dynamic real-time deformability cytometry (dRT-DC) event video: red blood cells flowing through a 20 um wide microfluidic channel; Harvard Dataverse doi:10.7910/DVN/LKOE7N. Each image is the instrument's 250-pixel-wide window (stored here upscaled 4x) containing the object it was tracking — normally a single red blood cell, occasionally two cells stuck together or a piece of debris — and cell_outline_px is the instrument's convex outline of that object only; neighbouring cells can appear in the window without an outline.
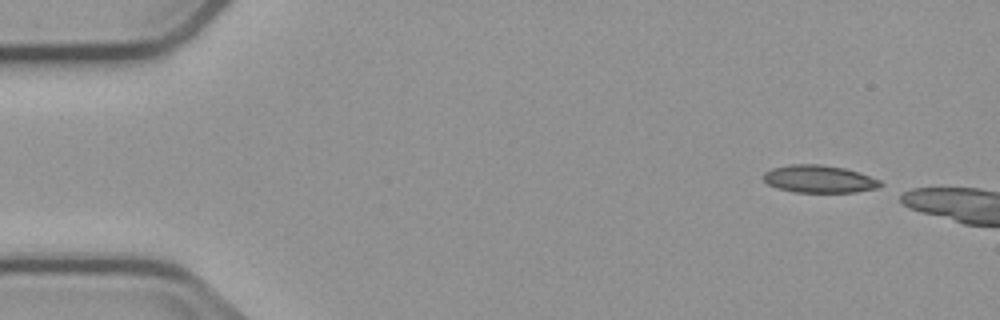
{"species": "common noctule bat (a hibernating species)", "species_latin": "Nyctalus noctula", "temperature_condition": "cold", "stored_images_in_passage": 5, "camera_frame_rate_fps": 3000, "um_per_image_px": 0.085, "animal": {"sex": "male", "body_mass_g": 23.1, "forearm_length_mm": 52.7}, "frame": {"image": 1, "passage_image": 1, "time_ms": 0.0, "image_size_px": [1000, 320], "cell_outline_px": [[884, 184], [880, 188], [856, 192], [792, 192], [776, 188], [768, 184], [764, 180], [764, 172], [772, 168], [788, 164], [820, 164], [844, 168], [860, 172], [880, 180]], "centroid_in_image_um": [69.65, 15.22], "position_along_channel_um": 15.4, "area_um2": 19.02}}